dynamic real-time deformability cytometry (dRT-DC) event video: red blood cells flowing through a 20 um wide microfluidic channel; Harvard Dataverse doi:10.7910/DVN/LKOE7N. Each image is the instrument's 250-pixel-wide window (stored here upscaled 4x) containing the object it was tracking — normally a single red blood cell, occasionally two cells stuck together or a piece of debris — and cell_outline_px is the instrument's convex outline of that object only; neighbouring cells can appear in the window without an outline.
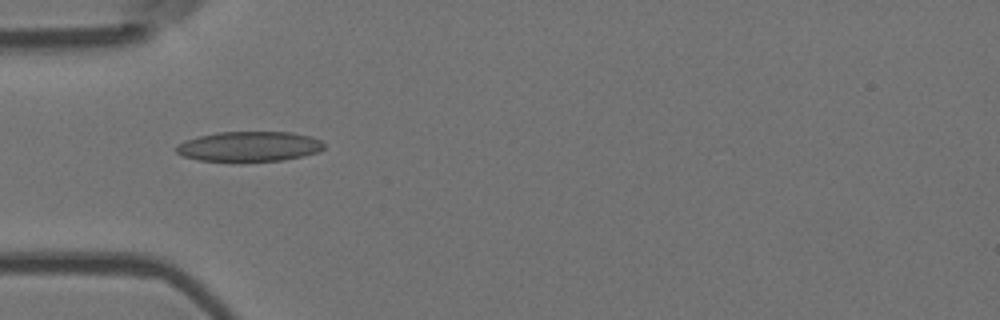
{"species": "Egyptian fruit bat (a non-hibernating species)", "species_latin": "Rousettus aegyptiacus", "temperature_condition": "room temperature", "stored_images_in_passage": 8, "camera_frame_rate_fps": 3000, "um_per_image_px": 0.085, "animal": {"sex": "female"}, "frame": {"image": 1, "passage_image": 4, "time_ms": 1.0, "image_size_px": [1000, 320], "cell_outline_px": [[324, 148], [320, 152], [284, 160], [240, 164], [200, 160], [184, 156], [176, 152], [176, 144], [184, 140], [200, 136], [220, 132], [292, 132], [312, 136], [320, 140], [324, 144]], "centroid_in_image_um": [21.19, 12.49], "position_along_channel_um": 63.8, "area_um2": 26.76}}
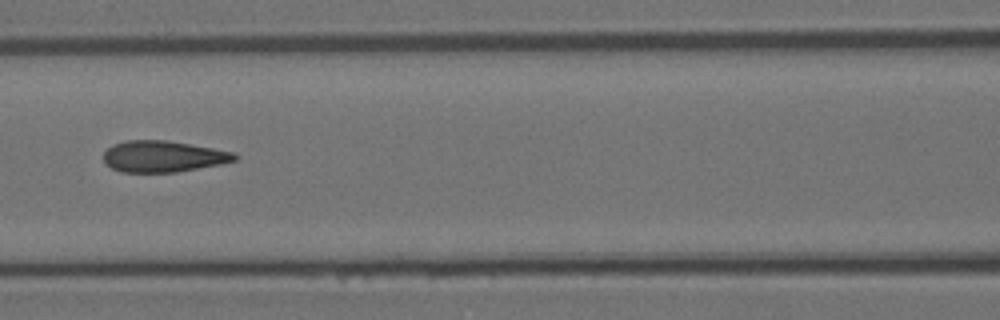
{"frame": {"image": 2, "passage_image": 6, "time_ms": 1.667, "image_size_px": [1000, 320], "cell_outline_px": [[236, 160], [220, 164], [176, 172], [120, 172], [104, 164], [104, 152], [108, 148], [116, 144], [128, 140], [164, 140], [212, 148], [232, 152], [236, 156]], "centroid_in_image_um": [13.82, 13.3], "position_along_channel_um": 152.8, "area_um2": 23.58}}
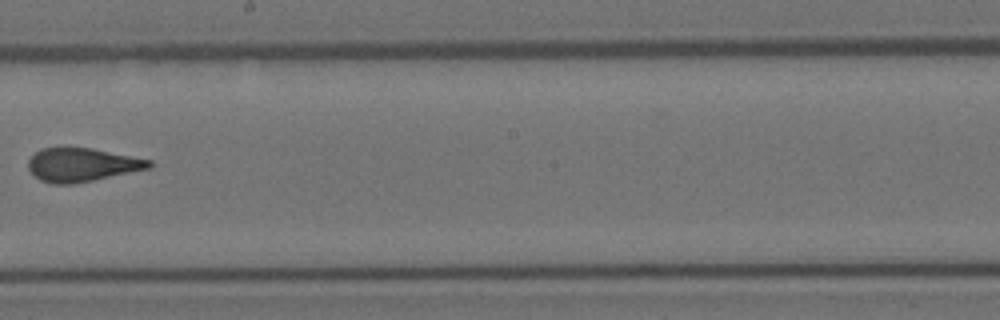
{"frame": {"image": 3, "passage_image": 8, "time_ms": 2.333, "image_size_px": [1000, 320], "cell_outline_px": [[152, 168], [72, 184], [52, 184], [40, 180], [28, 168], [28, 160], [40, 148], [92, 148], [152, 160]], "centroid_in_image_um": [6.98, 14.01], "position_along_channel_um": 241.2, "area_um2": 23.47}}